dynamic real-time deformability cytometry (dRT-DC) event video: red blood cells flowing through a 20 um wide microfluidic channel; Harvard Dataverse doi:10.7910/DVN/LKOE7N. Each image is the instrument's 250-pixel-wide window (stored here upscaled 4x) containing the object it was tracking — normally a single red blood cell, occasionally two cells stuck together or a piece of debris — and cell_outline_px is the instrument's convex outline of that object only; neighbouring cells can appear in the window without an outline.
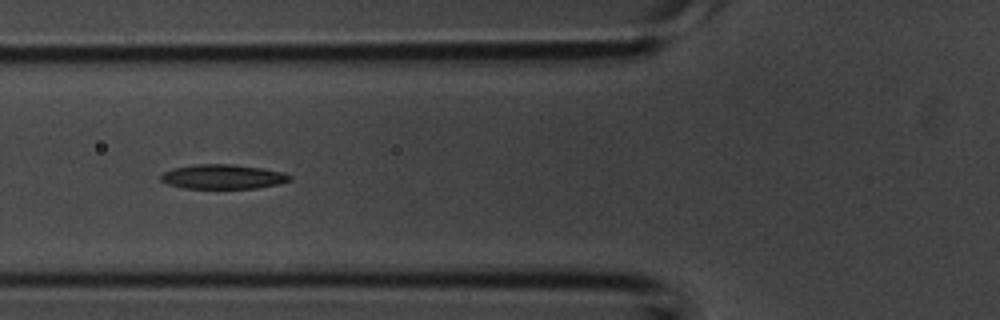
{"species": "common noctule bat (a hibernating species)", "species_latin": "Nyctalus noctula", "temperature_condition": "room temperature", "stored_images_in_passage": 27, "camera_frame_rate_fps": 3000, "um_per_image_px": 0.085, "animal": {"sex": "male", "body_mass_g": 20.1, "forearm_length_mm": 53.5}, "frame": {"image": 1, "passage_image": 6, "time_ms": 1.667, "image_size_px": [1000, 320], "cell_outline_px": [[292, 180], [280, 184], [256, 188], [184, 188], [168, 184], [160, 180], [160, 176], [164, 172], [172, 168], [192, 164], [232, 164], [260, 168], [284, 172], [292, 176]], "centroid_in_image_um": [18.95, 15.01], "position_along_channel_um": 106.8, "area_um2": 18.5}}
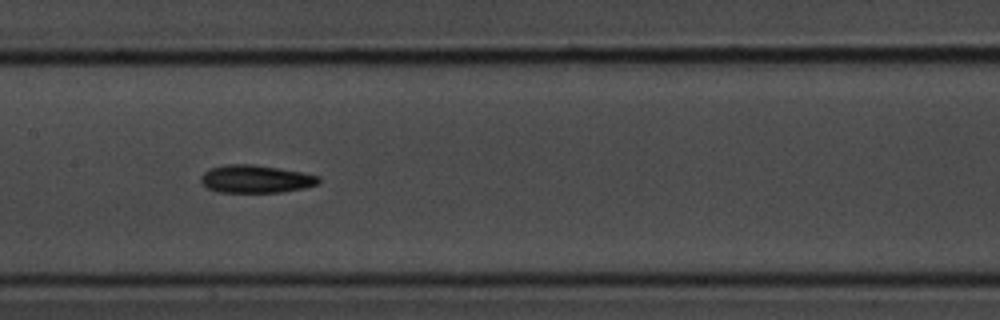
{"frame": {"image": 2, "passage_image": 11, "time_ms": 3.333, "image_size_px": [1000, 320], "cell_outline_px": [[320, 180], [316, 184], [304, 188], [280, 192], [220, 192], [208, 188], [200, 180], [200, 176], [208, 168], [224, 164], [252, 164], [280, 168], [320, 176]], "centroid_in_image_um": [21.71, 15.2], "position_along_channel_um": 185.7, "area_um2": 19.07}}
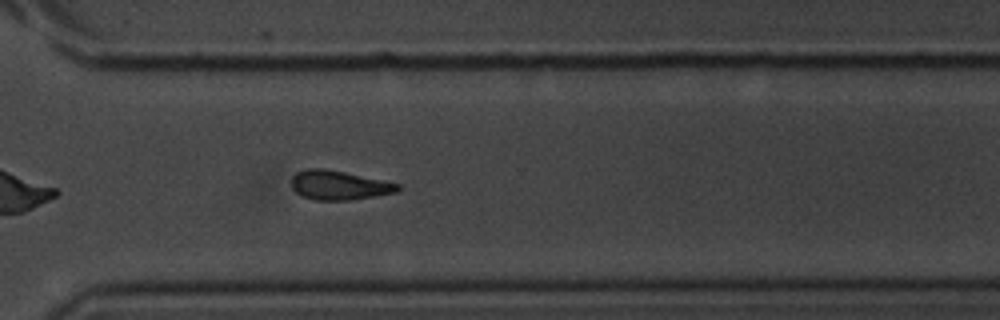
{"frame": {"image": 3, "passage_image": 21, "time_ms": 6.667, "image_size_px": [1000, 320], "cell_outline_px": [[400, 188], [396, 192], [348, 200], [312, 200], [296, 192], [292, 188], [292, 176], [296, 172], [308, 168], [324, 168], [344, 172], [400, 184]], "centroid_in_image_um": [28.77, 15.74], "position_along_channel_um": 341.8, "area_um2": 17.86}}